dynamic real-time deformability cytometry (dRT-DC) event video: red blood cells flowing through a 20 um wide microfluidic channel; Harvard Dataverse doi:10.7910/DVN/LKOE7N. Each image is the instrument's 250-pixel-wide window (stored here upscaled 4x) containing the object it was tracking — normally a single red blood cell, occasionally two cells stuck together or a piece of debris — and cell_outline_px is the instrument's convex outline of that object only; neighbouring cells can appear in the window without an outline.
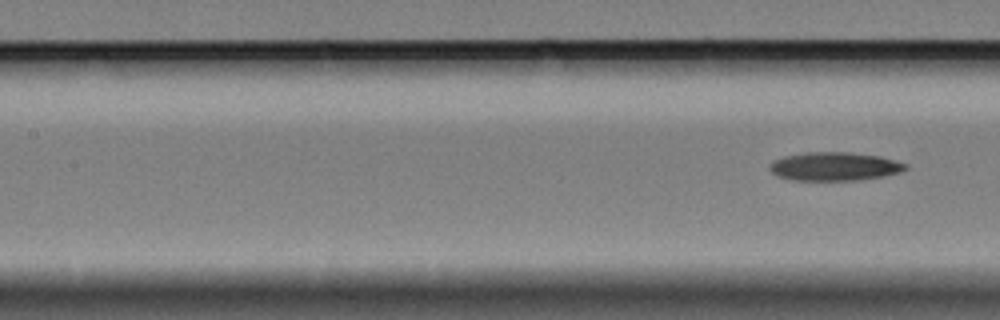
{"species": "Egyptian fruit bat (a non-hibernating species)", "species_latin": "Rousettus aegyptiacus", "temperature_condition": "cold", "stored_images_in_passage": 9, "camera_frame_rate_fps": 3000, "um_per_image_px": 0.085, "animal": {"sex": "female"}, "frame": {"image": 1, "passage_image": 9, "time_ms": 12.0, "image_size_px": [1000, 320], "cell_outline_px": [[908, 168], [900, 172], [884, 176], [860, 180], [792, 180], [776, 176], [772, 172], [772, 160], [784, 156], [804, 152], [848, 152], [880, 156], [908, 164]], "centroid_in_image_um": [70.95, 14.14], "position_along_channel_um": 136.4, "area_um2": 22.6}}